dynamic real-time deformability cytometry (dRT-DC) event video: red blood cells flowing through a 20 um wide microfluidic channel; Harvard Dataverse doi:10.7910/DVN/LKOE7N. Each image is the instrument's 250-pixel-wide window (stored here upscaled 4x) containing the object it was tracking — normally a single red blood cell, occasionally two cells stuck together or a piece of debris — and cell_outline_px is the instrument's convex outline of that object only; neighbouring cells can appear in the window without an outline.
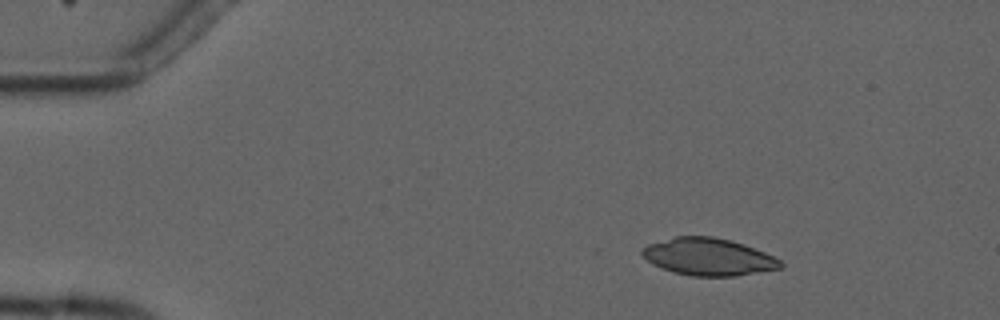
{"species": "common noctule bat (a hibernating species)", "species_latin": "Nyctalus noctula", "temperature_condition": "cold", "stored_images_in_passage": 5, "camera_frame_rate_fps": 3000, "um_per_image_px": 0.085, "animal": {"sex": "male", "forearm_length_mm": 52.5}, "frame": {"image": 1, "passage_image": 2, "time_ms": 2.0, "image_size_px": [1000, 320], "cell_outline_px": [[784, 268], [736, 276], [692, 276], [672, 272], [652, 264], [640, 252], [648, 244], [676, 236], [712, 236], [732, 240], [744, 244], [764, 252], [780, 260], [784, 264]], "centroid_in_image_um": [60.24, 21.83], "position_along_channel_um": 24.8, "area_um2": 30.11}}